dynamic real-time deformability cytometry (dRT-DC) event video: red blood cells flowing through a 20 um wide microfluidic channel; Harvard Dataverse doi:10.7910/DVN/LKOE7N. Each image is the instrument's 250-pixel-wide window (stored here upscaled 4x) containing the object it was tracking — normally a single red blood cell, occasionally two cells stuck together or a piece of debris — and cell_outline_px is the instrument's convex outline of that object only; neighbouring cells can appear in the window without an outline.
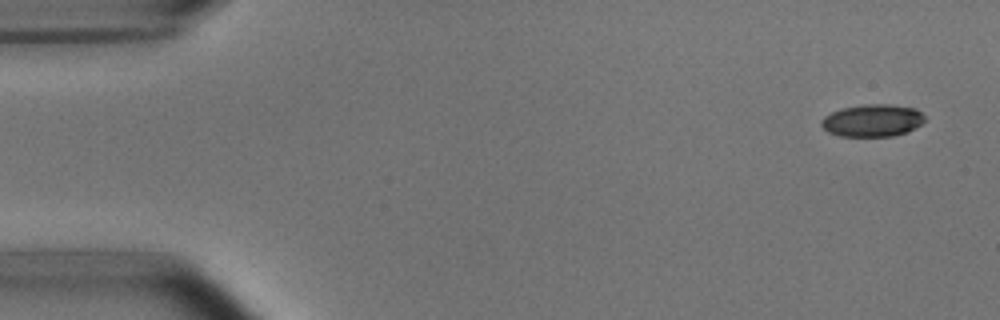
{"species": "common noctule bat (a hibernating species)", "species_latin": "Nyctalus noctula", "temperature_condition": "room temperature", "stored_images_in_passage": 6, "segment_of_instrument_passage": [2, 2], "camera_frame_rate_fps": 3000, "um_per_image_px": 0.085, "animal": {"sex": "male", "body_mass_g": 15.6}, "frame": {"image": 1, "passage_image": 6, "time_ms": 5.667, "image_size_px": [1000, 320], "cell_outline_px": [[924, 120], [920, 124], [908, 132], [892, 136], [840, 136], [828, 132], [820, 124], [820, 120], [824, 116], [840, 108], [864, 104], [888, 104], [916, 108], [924, 116]], "centroid_in_image_um": [74.13, 10.23], "position_along_channel_um": 10.9, "area_um2": 19.54}}